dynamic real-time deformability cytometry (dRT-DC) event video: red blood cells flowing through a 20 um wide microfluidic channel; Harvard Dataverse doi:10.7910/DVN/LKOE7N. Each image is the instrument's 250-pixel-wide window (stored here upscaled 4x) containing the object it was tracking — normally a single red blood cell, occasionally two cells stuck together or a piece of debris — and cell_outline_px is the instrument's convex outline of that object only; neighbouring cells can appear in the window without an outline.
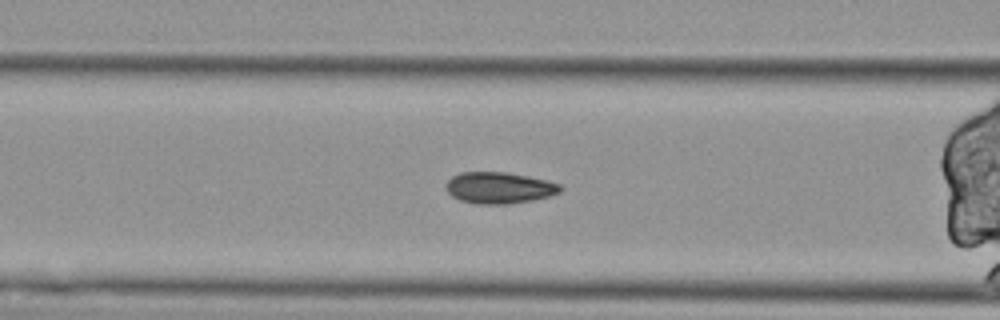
{"species": "Egyptian fruit bat (a non-hibernating species)", "species_latin": "Rousettus aegyptiacus", "temperature_condition": "cold", "stored_images_in_passage": 46, "camera_frame_rate_fps": 3000, "um_per_image_px": 0.085, "animal": {"sex": "female"}, "frame": {"image": 1, "passage_image": 20, "time_ms": 6.333, "image_size_px": [1000, 320], "cell_outline_px": [[564, 188], [560, 192], [548, 196], [532, 200], [508, 204], [476, 204], [460, 200], [452, 196], [448, 192], [444, 184], [452, 176], [460, 172], [508, 172], [548, 180], [560, 184]], "centroid_in_image_um": [42.43, 15.96], "position_along_channel_um": 124.2, "area_um2": 21.1}}
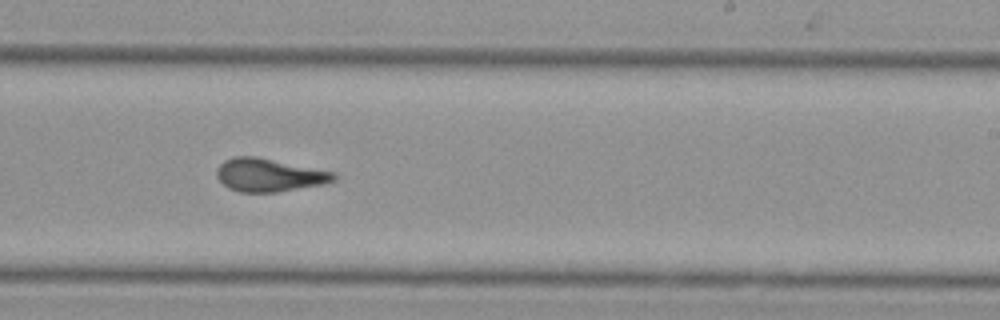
{"frame": {"image": 2, "passage_image": 33, "time_ms": 10.667, "image_size_px": [1000, 320], "cell_outline_px": [[336, 180], [324, 184], [276, 192], [240, 192], [228, 188], [216, 176], [216, 168], [224, 160], [232, 156], [256, 156], [336, 172]], "centroid_in_image_um": [22.87, 14.87], "position_along_channel_um": 266.1, "area_um2": 22.72}}
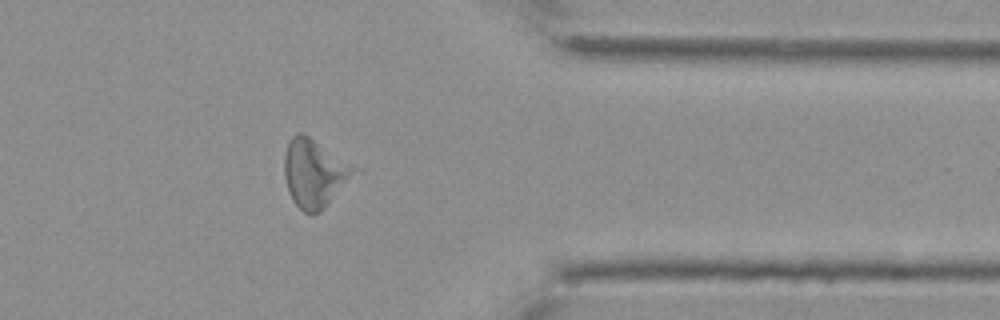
{"frame": {"image": 3, "passage_image": 45, "time_ms": 14.667, "image_size_px": [1000, 320], "cell_outline_px": [[352, 172], [324, 208], [320, 212], [312, 216], [304, 212], [292, 200], [284, 176], [284, 152], [288, 140], [296, 132], [304, 132], [352, 168]], "centroid_in_image_um": [26.55, 14.72], "position_along_channel_um": 384.8, "area_um2": 26.24}}